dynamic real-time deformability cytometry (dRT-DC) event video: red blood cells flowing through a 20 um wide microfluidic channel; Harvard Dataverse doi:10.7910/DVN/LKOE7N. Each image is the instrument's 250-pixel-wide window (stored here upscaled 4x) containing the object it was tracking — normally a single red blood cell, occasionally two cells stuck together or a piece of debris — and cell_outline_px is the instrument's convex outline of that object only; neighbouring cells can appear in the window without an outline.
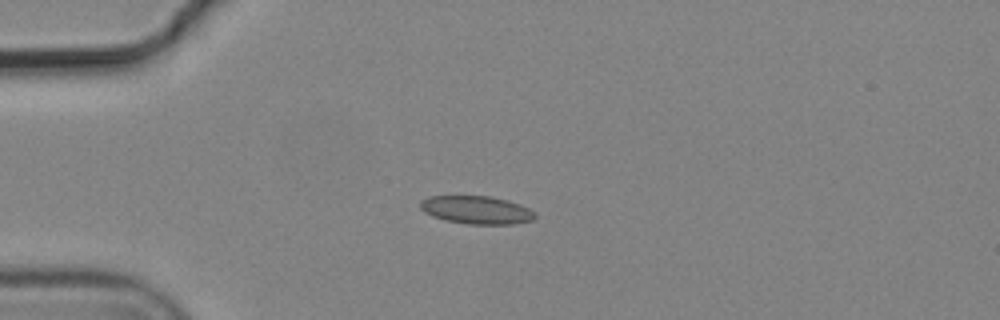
{"species": "common noctule bat (a hibernating species)", "species_latin": "Nyctalus noctula", "temperature_condition": "cold", "stored_images_in_passage": 8, "camera_frame_rate_fps": 3000, "um_per_image_px": 0.085, "animal": {"sex": "male", "body_mass_g": 19.2, "forearm_length_mm": 51.8}, "frame": {"image": 1, "passage_image": 4, "time_ms": 1.0, "image_size_px": [1000, 320], "cell_outline_px": [[536, 216], [532, 220], [512, 224], [468, 224], [444, 220], [432, 216], [424, 212], [420, 208], [420, 200], [428, 196], [492, 196], [508, 200], [520, 204], [536, 212]], "centroid_in_image_um": [40.49, 17.84], "position_along_channel_um": 44.5, "area_um2": 18.9}}
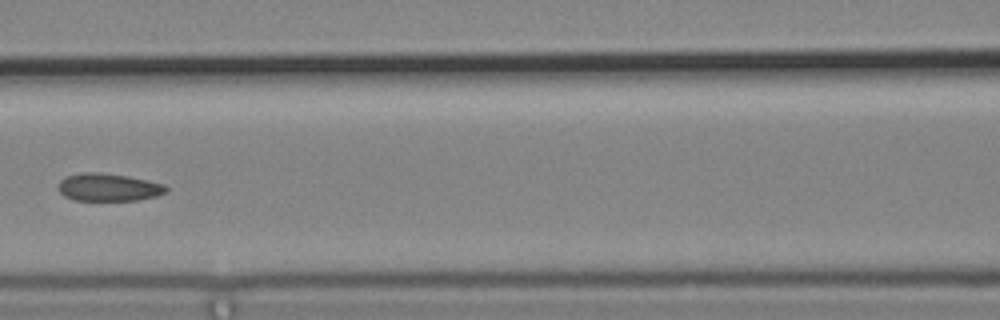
{"frame": {"image": 2, "passage_image": 7, "time_ms": 2.0, "image_size_px": [1000, 320], "cell_outline_px": [[168, 192], [156, 196], [136, 200], [76, 200], [64, 196], [60, 192], [60, 180], [68, 176], [84, 172], [100, 172], [128, 176], [148, 180], [164, 184], [168, 188]], "centroid_in_image_um": [9.27, 15.91], "position_along_channel_um": 157.3, "area_um2": 17.28}}
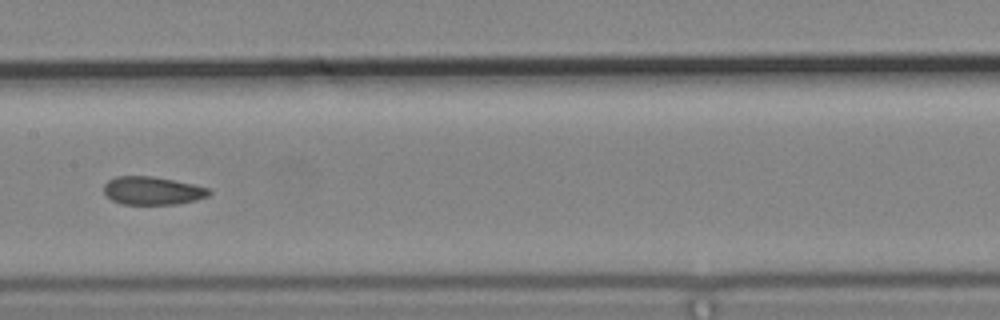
{"frame": {"image": 3, "passage_image": 8, "time_ms": 2.333, "image_size_px": [1000, 320], "cell_outline_px": [[212, 192], [208, 196], [196, 200], [176, 204], [124, 204], [112, 200], [104, 192], [104, 184], [108, 180], [116, 176], [152, 176], [192, 184], [208, 188]], "centroid_in_image_um": [12.95, 16.2], "position_along_channel_um": 194.4, "area_um2": 17.11}}